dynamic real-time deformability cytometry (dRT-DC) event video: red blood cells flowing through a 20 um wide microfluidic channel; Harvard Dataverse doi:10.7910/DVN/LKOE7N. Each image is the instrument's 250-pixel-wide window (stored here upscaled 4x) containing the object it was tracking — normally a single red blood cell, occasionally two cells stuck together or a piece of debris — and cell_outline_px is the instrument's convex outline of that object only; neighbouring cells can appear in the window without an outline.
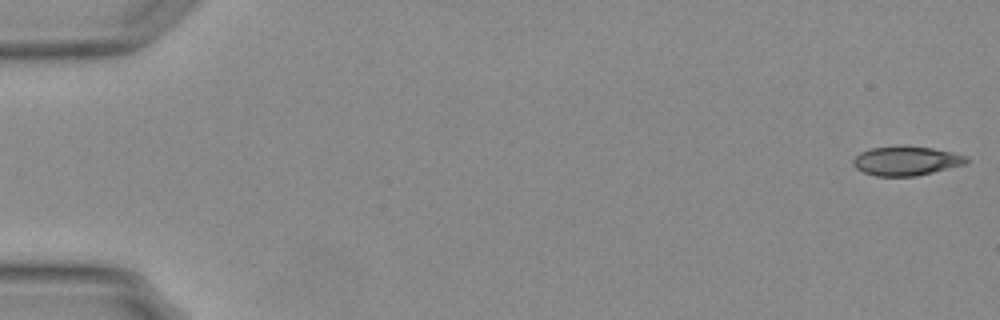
{"species": "Egyptian fruit bat (a non-hibernating species)", "species_latin": "Rousettus aegyptiacus", "temperature_condition": "warm", "stored_images_in_passage": 8, "camera_frame_rate_fps": 3000, "um_per_image_px": 0.085, "animal": {"sex": "female"}, "frame": {"image": 1, "passage_image": 1, "time_ms": 0.0, "image_size_px": [1000, 320], "cell_outline_px": [[972, 160], [968, 164], [916, 176], [876, 176], [864, 172], [856, 168], [852, 164], [852, 160], [860, 152], [872, 148], [932, 148], [952, 152], [968, 156]], "centroid_in_image_um": [77.1, 13.71], "position_along_channel_um": 7.9, "area_um2": 18.9}}